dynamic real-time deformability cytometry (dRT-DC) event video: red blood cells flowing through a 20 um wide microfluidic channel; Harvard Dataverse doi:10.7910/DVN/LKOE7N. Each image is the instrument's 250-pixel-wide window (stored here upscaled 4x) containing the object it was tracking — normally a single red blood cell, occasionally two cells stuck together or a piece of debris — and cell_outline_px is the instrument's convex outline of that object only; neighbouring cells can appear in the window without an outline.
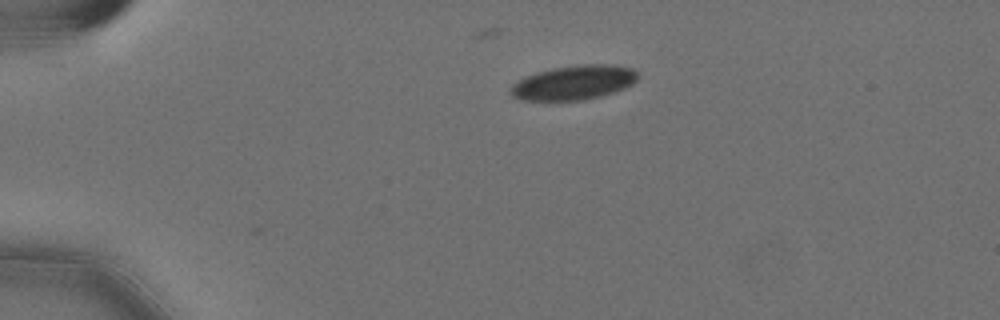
{"species": "Egyptian fruit bat (a non-hibernating species)", "species_latin": "Rousettus aegyptiacus", "temperature_condition": "cold", "stored_images_in_passage": 8, "camera_frame_rate_fps": 3000, "um_per_image_px": 0.085, "animal": {"sex": "female"}, "frame": {"image": 1, "passage_image": 1, "time_ms": 0.0, "image_size_px": [1000, 320], "cell_outline_px": [[640, 76], [632, 84], [624, 88], [600, 96], [580, 100], [520, 100], [512, 96], [512, 88], [520, 80], [536, 72], [556, 68], [584, 64], [604, 64], [632, 68]], "centroid_in_image_um": [48.82, 7.02], "position_along_channel_um": 36.2, "area_um2": 24.85}}